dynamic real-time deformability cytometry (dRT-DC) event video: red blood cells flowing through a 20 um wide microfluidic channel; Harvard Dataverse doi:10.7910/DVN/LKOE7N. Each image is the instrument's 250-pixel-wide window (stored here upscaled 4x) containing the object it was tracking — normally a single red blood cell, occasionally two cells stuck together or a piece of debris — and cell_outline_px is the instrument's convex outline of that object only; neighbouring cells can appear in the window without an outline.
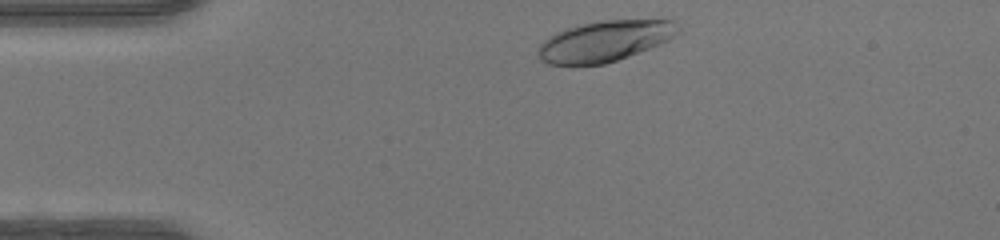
{"species": "human", "species_latin": "Homo sapiens", "temperature_condition": "warm", "stored_images_in_passage": 31, "camera_frame_rate_fps": 3000, "um_per_image_px": 0.085, "donor": {"sex": "female"}, "frame": {"image": 1, "passage_image": 1, "time_ms": 0.0, "image_size_px": [1000, 240], "cell_outline_px": [[680, 32], [668, 40], [660, 44], [628, 56], [604, 64], [548, 64], [540, 60], [536, 56], [536, 52], [540, 44], [548, 36], [556, 32], [580, 24], [604, 20], [672, 20], [680, 28]], "centroid_in_image_um": [51.37, 3.49], "position_along_channel_um": 33.6, "area_um2": 33.12}}
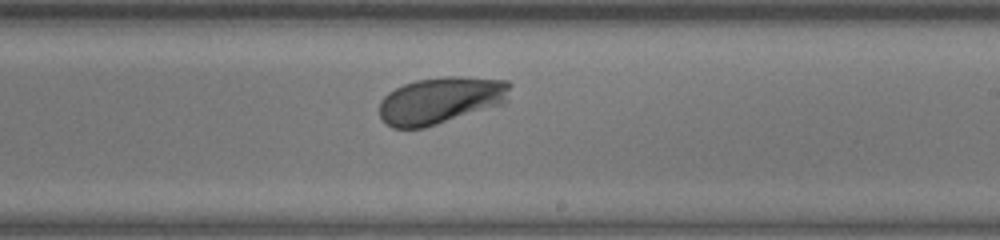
{"frame": {"image": 2, "passage_image": 20, "time_ms": 6.333, "image_size_px": [1000, 240], "cell_outline_px": [[512, 84], [508, 100], [504, 104], [424, 128], [392, 128], [384, 124], [380, 116], [380, 100], [388, 92], [404, 84], [416, 80], [444, 76], [460, 76], [508, 80]], "centroid_in_image_um": [37.49, 8.52], "position_along_channel_um": 251.5, "area_um2": 36.18}}
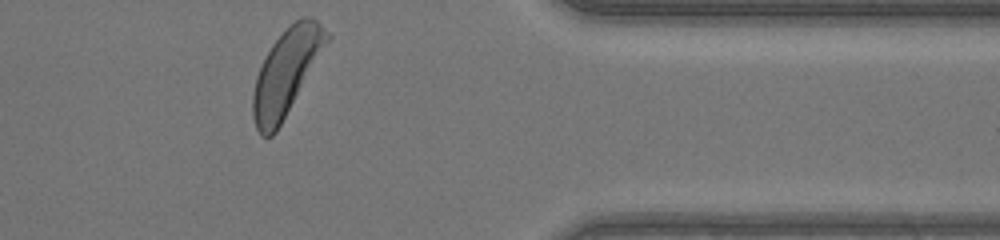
{"frame": {"image": 3, "passage_image": 31, "time_ms": 10.0, "image_size_px": [1000, 240], "cell_outline_px": [[332, 36], [276, 132], [272, 136], [260, 136], [256, 128], [252, 116], [252, 96], [256, 76], [272, 44], [296, 20], [304, 16], [312, 16]], "centroid_in_image_um": [24.33, 6.16], "position_along_channel_um": 387.1, "area_um2": 36.3}, "authors_computed_cell_mechanics": {"area_um2": 34.5066, "velocity_mm_per_s": 4.1998, "shape_relaxation_time_tau1_ms": 1.6964, "shape_relaxation_time_tau2_ms": null, "deformation_change_tau1": 0.1291, "deformation_change_tau2": null}}